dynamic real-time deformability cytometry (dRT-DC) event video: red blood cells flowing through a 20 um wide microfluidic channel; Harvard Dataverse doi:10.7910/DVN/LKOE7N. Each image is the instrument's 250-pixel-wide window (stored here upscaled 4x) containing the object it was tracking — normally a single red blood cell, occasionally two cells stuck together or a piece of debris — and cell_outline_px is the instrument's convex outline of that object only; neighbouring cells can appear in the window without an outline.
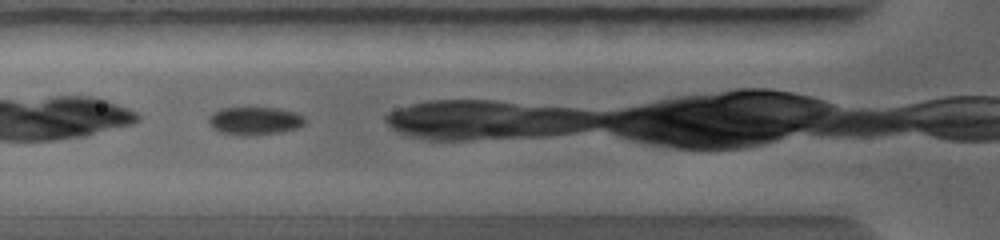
{"species": "common noctule bat (a hibernating species)", "species_latin": "Nyctalus noctula", "temperature_condition": "warm", "stored_images_in_passage": 4, "camera_frame_rate_fps": 5000, "um_per_image_px": 0.085, "animal": {"sex": "female", "body_mass_g": 19.0, "forearm_length_mm": 56.7}, "frame": {"image": 1, "passage_image": 2, "time_ms": 0.6, "image_size_px": [1000, 240], "cell_outline_px": [[308, 120], [304, 124], [296, 128], [280, 132], [248, 136], [244, 136], [220, 132], [212, 128], [208, 120], [208, 116], [212, 112], [220, 108], [280, 108], [296, 112], [304, 116]], "centroid_in_image_um": [21.65, 10.27], "position_along_channel_um": 104.1, "area_um2": 15.9}}